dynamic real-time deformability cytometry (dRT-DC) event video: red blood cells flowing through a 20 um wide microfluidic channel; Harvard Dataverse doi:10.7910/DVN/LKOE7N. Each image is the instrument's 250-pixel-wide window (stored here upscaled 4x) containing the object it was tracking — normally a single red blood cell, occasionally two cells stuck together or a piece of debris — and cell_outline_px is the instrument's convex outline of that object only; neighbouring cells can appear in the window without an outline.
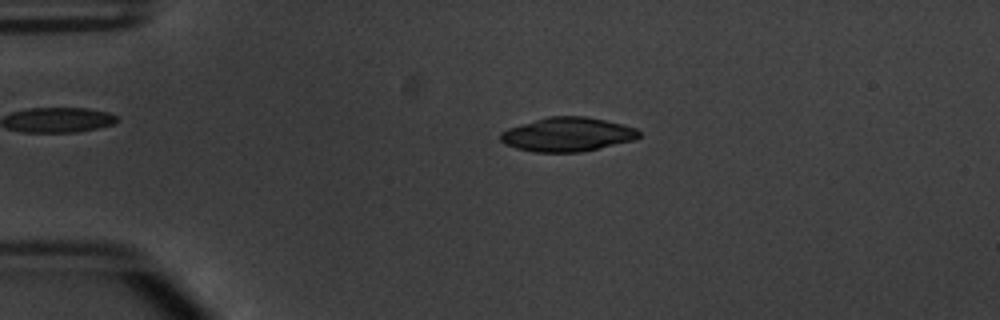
{"species": "common noctule bat (a hibernating species)", "species_latin": "Nyctalus noctula", "temperature_condition": "warm", "stored_images_in_passage": 53, "camera_frame_rate_fps": 3000, "um_per_image_px": 0.085, "animal": {"sex": "male", "body_mass_g": 20.1, "forearm_length_mm": 53.5}, "frame": {"image": 1, "passage_image": 12, "time_ms": 3.667, "image_size_px": [1000, 320], "cell_outline_px": [[640, 136], [632, 140], [580, 152], [536, 152], [516, 148], [504, 144], [500, 140], [500, 132], [508, 128], [548, 116], [584, 116], [604, 120], [636, 128], [640, 132]], "centroid_in_image_um": [48.19, 11.42], "position_along_channel_um": 36.8, "area_um2": 27.17}}
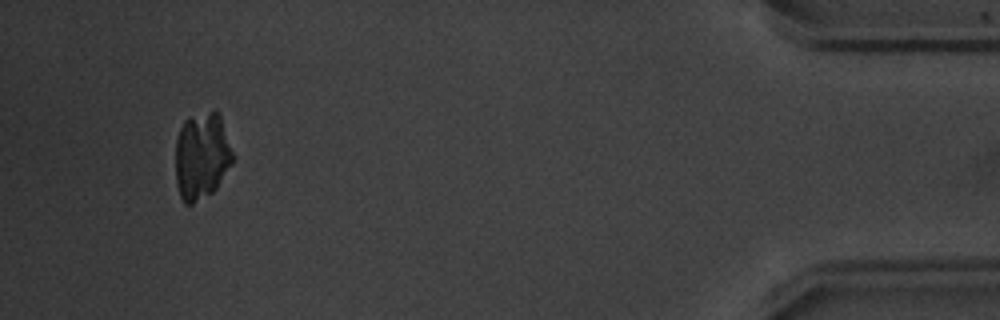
{"frame": {"image": 2, "passage_image": 50, "time_ms": 16.333, "image_size_px": [1000, 320], "cell_outline_px": [[232, 164], [216, 188], [212, 192], [192, 204], [184, 204], [180, 196], [176, 184], [176, 140], [180, 128], [184, 120], [212, 108], [216, 108], [220, 116], [232, 152]], "centroid_in_image_um": [17.13, 13.24], "position_along_channel_um": 418.1, "area_um2": 29.02}}